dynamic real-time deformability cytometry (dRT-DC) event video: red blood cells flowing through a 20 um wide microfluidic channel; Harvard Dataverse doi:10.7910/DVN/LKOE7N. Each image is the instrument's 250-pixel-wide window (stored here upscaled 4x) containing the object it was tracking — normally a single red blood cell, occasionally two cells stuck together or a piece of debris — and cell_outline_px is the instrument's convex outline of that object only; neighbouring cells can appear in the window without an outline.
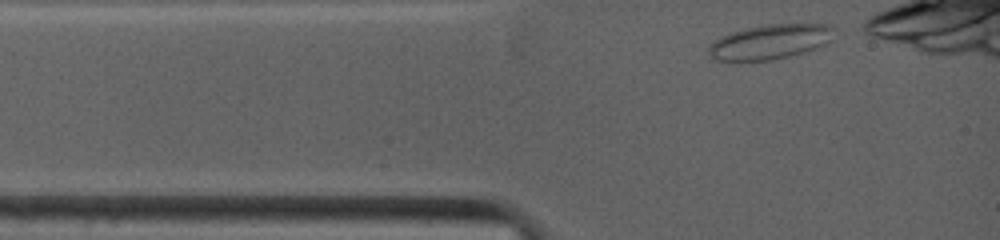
{"species": "common noctule bat (a hibernating species)", "species_latin": "Nyctalus noctula", "temperature_condition": "warm", "stored_images_in_passage": 22, "camera_frame_rate_fps": 4500, "um_per_image_px": 0.085, "animal": {"sex": "female", "body_mass_g": 19.0, "forearm_length_mm": 53.3}, "frame": {"image": 1, "passage_image": 1, "time_ms": 0.0, "image_size_px": [1000, 240], "cell_outline_px": [[836, 28], [832, 40], [824, 44], [804, 52], [772, 60], [712, 60], [708, 52], [708, 48], [720, 36], [744, 28], [768, 24], [828, 24]], "centroid_in_image_um": [65.48, 3.54], "position_along_channel_um": 19.5, "area_um2": 25.32}}
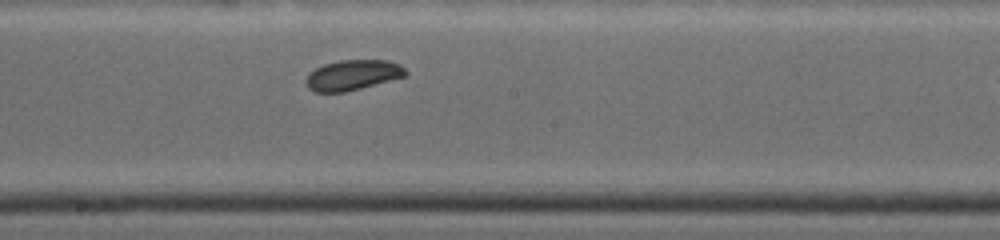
{"frame": {"image": 2, "passage_image": 12, "time_ms": 5.556, "image_size_px": [1000, 240], "cell_outline_px": [[408, 72], [404, 76], [360, 88], [344, 92], [316, 92], [308, 88], [304, 80], [316, 68], [324, 64], [340, 60], [388, 60], [400, 64]], "centroid_in_image_um": [29.97, 6.37], "position_along_channel_um": 218.2, "area_um2": 17.34}}
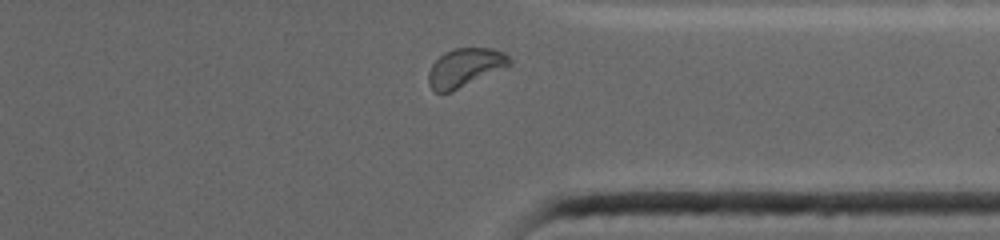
{"frame": {"image": 3, "passage_image": 21, "time_ms": 9.556, "image_size_px": [1000, 240], "cell_outline_px": [[512, 64], [508, 68], [452, 92], [436, 92], [428, 84], [428, 72], [432, 64], [444, 52], [456, 48], [492, 48], [504, 52], [512, 60]], "centroid_in_image_um": [39.57, 5.75], "position_along_channel_um": 371.8, "area_um2": 18.61}, "authors_computed_cell_mechanics": {"area_um2": 17.7446, "velocity_mm_per_s": 3.877, "shape_relaxation_time_tau1_ms": 2.0671, "shape_relaxation_time_tau2_ms": null, "deformation_change_tau1": 0.0549, "deformation_change_tau2": null}}